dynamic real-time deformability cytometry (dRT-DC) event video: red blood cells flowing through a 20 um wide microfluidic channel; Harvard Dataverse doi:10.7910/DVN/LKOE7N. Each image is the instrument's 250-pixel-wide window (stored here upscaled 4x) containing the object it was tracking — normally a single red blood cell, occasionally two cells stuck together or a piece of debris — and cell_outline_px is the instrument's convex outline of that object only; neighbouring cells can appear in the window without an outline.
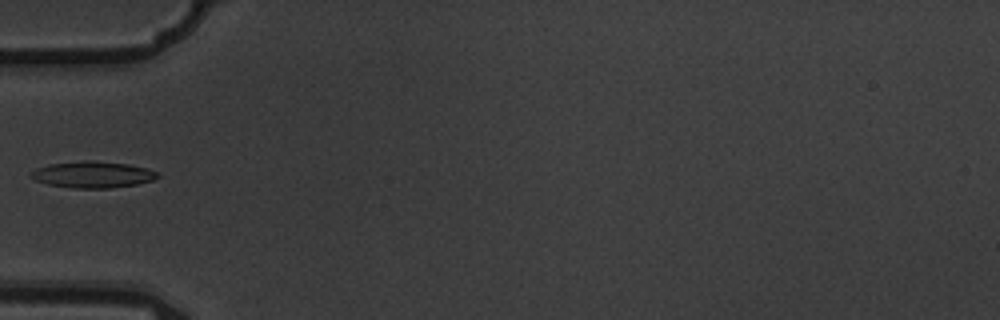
{"species": "common noctule bat (a hibernating species)", "species_latin": "Nyctalus noctula", "temperature_condition": "warm", "stored_images_in_passage": 6, "camera_frame_rate_fps": 3000, "um_per_image_px": 0.085, "animal": {"sex": "male", "body_mass_g": 19.5, "forearm_length_mm": 54.6}, "frame": {"image": 1, "passage_image": 5, "time_ms": 1.333, "image_size_px": [1000, 320], "cell_outline_px": [[160, 176], [152, 180], [136, 184], [108, 188], [72, 188], [48, 184], [36, 180], [28, 176], [28, 172], [36, 168], [48, 164], [84, 160], [92, 160], [128, 164], [148, 168], [156, 172]], "centroid_in_image_um": [7.83, 14.83], "position_along_channel_um": 77.2, "area_um2": 19.59}}
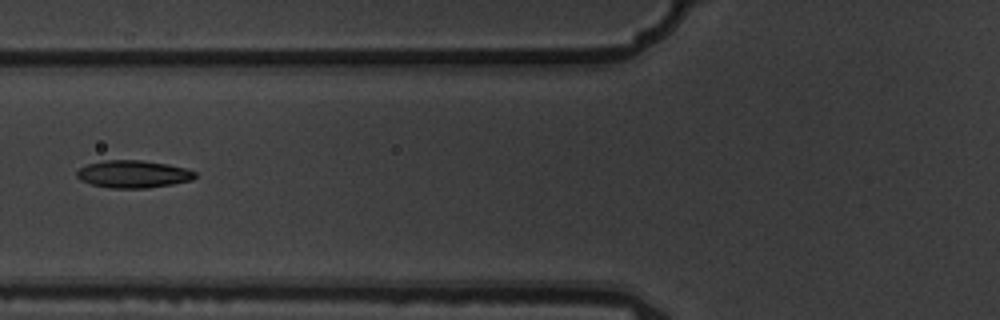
{"frame": {"image": 2, "passage_image": 6, "time_ms": 1.667, "image_size_px": [1000, 320], "cell_outline_px": [[196, 176], [192, 180], [172, 184], [148, 188], [112, 188], [92, 184], [80, 180], [76, 176], [76, 172], [80, 168], [88, 164], [104, 160], [144, 160], [168, 164], [184, 168], [196, 172]], "centroid_in_image_um": [11.32, 14.79], "position_along_channel_um": 114.5, "area_um2": 18.9}}